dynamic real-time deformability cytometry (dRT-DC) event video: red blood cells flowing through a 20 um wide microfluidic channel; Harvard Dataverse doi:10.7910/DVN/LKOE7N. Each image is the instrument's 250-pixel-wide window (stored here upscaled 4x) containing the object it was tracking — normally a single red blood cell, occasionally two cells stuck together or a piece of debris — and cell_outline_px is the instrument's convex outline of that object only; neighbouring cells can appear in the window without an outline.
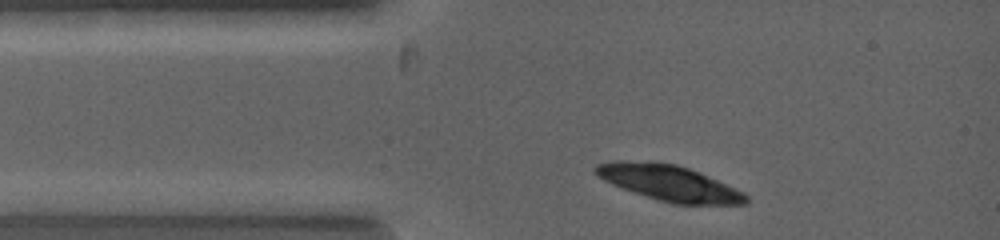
{"species": "common noctule bat (a hibernating species)", "species_latin": "Nyctalus noctula", "temperature_condition": "warm", "stored_images_in_passage": 2, "camera_frame_rate_fps": 5000, "um_per_image_px": 0.085, "animal": {"sex": "female", "body_mass_g": 19.0, "forearm_length_mm": 53.3}, "frame": {"image": 1, "passage_image": 2, "time_ms": 0.4, "image_size_px": [1000, 240], "cell_outline_px": [[748, 204], [672, 204], [612, 184], [596, 176], [592, 168], [596, 164], [612, 160], [624, 160], [676, 164], [700, 172], [744, 192], [748, 196]], "centroid_in_image_um": [56.86, 15.54], "position_along_channel_um": 28.1, "area_um2": 31.04}}